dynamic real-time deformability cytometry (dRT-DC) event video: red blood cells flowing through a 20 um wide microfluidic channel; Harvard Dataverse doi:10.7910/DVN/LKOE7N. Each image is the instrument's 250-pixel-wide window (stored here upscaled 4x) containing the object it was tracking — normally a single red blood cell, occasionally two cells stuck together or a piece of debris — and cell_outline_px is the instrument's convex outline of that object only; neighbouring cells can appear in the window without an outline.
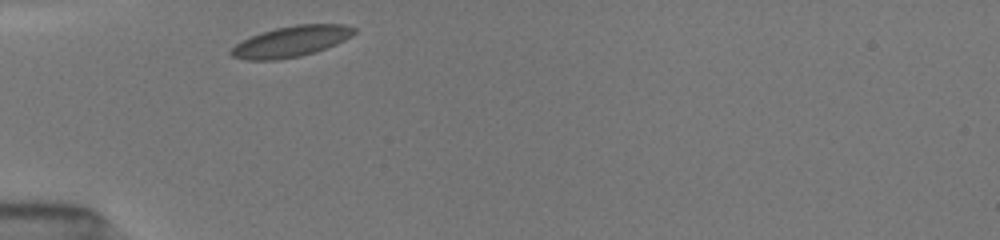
{"species": "common noctule bat (a hibernating species)", "species_latin": "Nyctalus noctula", "temperature_condition": "room temperature", "stored_images_in_passage": 18, "camera_frame_rate_fps": 3000, "um_per_image_px": 0.085, "animal": {"sex": "female", "body_mass_g": 19.5, "forearm_length_mm": 54.1}, "frame": {"image": 1, "passage_image": 1, "time_ms": 0.0, "image_size_px": [1000, 240], "cell_outline_px": [[356, 32], [352, 36], [336, 44], [316, 52], [300, 56], [276, 60], [248, 60], [232, 56], [228, 52], [236, 44], [260, 32], [276, 28], [296, 24], [344, 24], [356, 28]], "centroid_in_image_um": [24.77, 3.52], "position_along_channel_um": 60.2, "area_um2": 22.08}}
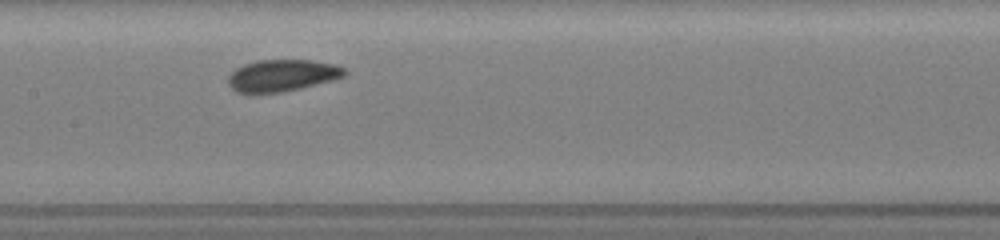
{"frame": {"image": 2, "passage_image": 9, "time_ms": 3.333, "image_size_px": [1000, 240], "cell_outline_px": [[348, 72], [344, 76], [300, 88], [280, 92], [236, 92], [228, 84], [228, 76], [236, 68], [244, 64], [256, 60], [312, 60], [336, 64], [344, 68]], "centroid_in_image_um": [23.98, 6.39], "position_along_channel_um": 183.4, "area_um2": 21.33}}
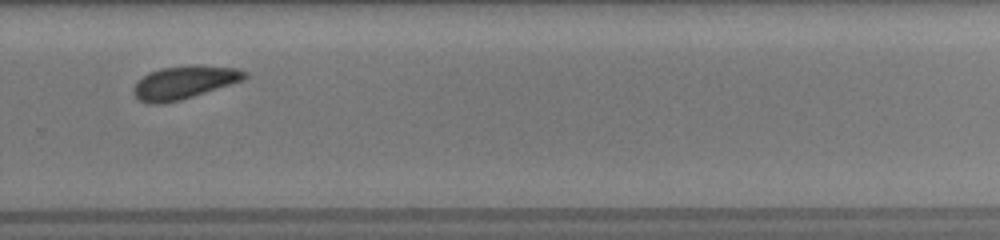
{"frame": {"image": 3, "passage_image": 16, "time_ms": 6.667, "image_size_px": [1000, 240], "cell_outline_px": [[248, 76], [244, 80], [180, 100], [160, 104], [148, 104], [140, 100], [132, 92], [132, 88], [148, 72], [160, 68], [188, 64], [204, 64], [236, 68], [248, 72]], "centroid_in_image_um": [15.68, 6.98], "position_along_channel_um": 314.1, "area_um2": 21.68}}